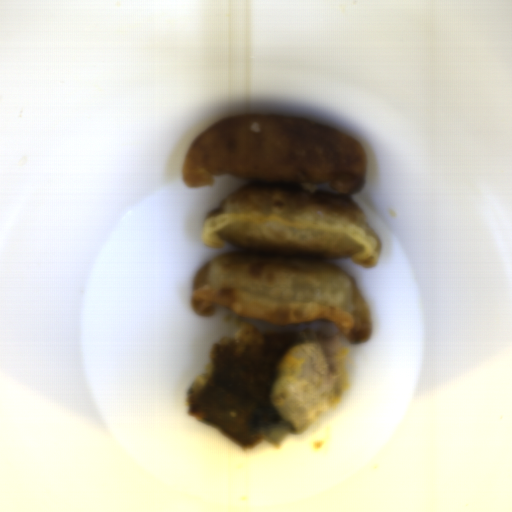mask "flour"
I'll use <instances>...</instances> for the list:
<instances>
[{
	"instance_id": "c2a2500e",
	"label": "flour",
	"mask_w": 512,
	"mask_h": 512,
	"mask_svg": "<svg viewBox=\"0 0 512 512\" xmlns=\"http://www.w3.org/2000/svg\"><path fill=\"white\" fill-rule=\"evenodd\" d=\"M244 180L202 222V244L229 247L196 273L190 306L222 305L272 325L326 321L350 345L372 336L366 298L334 264H379L383 246L354 195L367 179L359 140L326 122L269 114L231 115L190 142L181 168L188 188L213 175Z\"/></svg>"
}]
</instances>
